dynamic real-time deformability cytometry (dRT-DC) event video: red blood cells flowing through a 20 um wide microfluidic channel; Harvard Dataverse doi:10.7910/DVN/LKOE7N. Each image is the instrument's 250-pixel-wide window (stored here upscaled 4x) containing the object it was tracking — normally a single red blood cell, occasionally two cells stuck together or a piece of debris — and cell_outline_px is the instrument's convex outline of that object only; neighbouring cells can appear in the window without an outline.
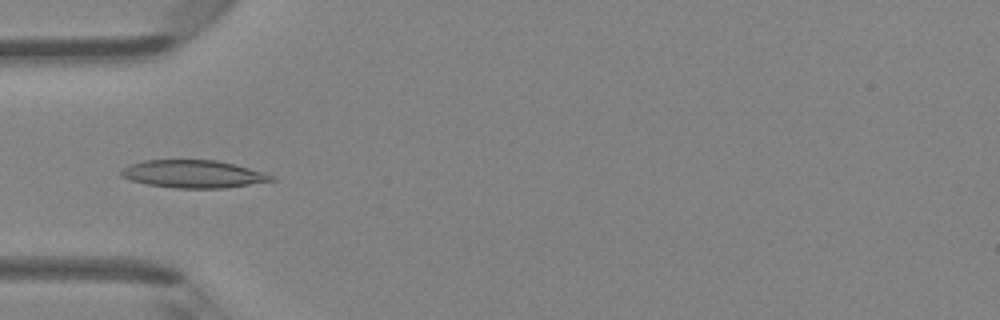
{"species": "Egyptian fruit bat (a non-hibernating species)", "species_latin": "Rousettus aegyptiacus", "temperature_condition": "room temperature", "stored_images_in_passage": 47, "camera_frame_rate_fps": 3000, "um_per_image_px": 0.085, "animal": {"sex": "female"}, "frame": {"image": 1, "passage_image": 15, "time_ms": 4.667, "image_size_px": [1000, 320], "cell_outline_px": [[276, 180], [224, 188], [176, 188], [148, 184], [128, 180], [120, 176], [120, 172], [124, 168], [132, 164], [144, 160], [216, 160], [236, 164], [264, 172], [272, 176]], "centroid_in_image_um": [16.43, 14.79], "position_along_channel_um": 68.6, "area_um2": 24.16}}
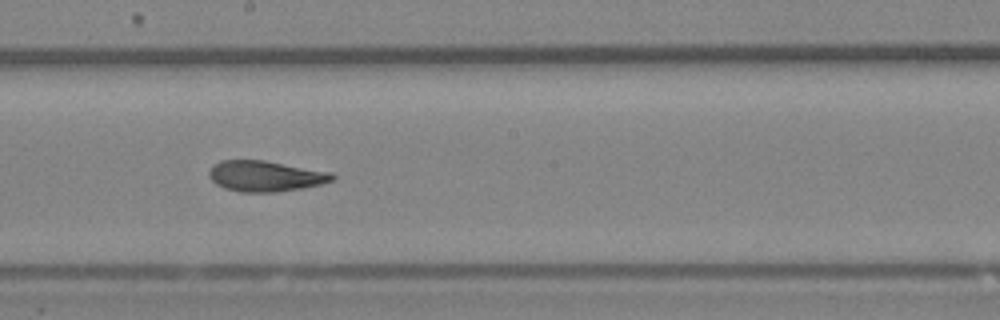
{"frame": {"image": 2, "passage_image": 26, "time_ms": 8.333, "image_size_px": [1000, 320], "cell_outline_px": [[336, 176], [332, 180], [320, 184], [300, 188], [276, 192], [240, 192], [224, 188], [216, 184], [208, 176], [208, 172], [212, 164], [220, 160], [264, 160], [332, 172]], "centroid_in_image_um": [22.52, 14.96], "position_along_channel_um": 225.7, "area_um2": 22.14}}
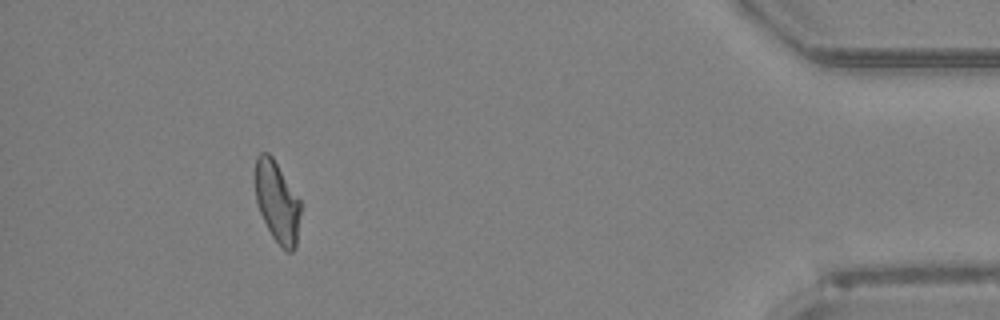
{"frame": {"image": 3, "passage_image": 43, "time_ms": 14.0, "image_size_px": [1000, 320], "cell_outline_px": [[300, 212], [296, 248], [292, 252], [288, 252], [272, 236], [260, 212], [256, 200], [256, 156], [260, 152], [268, 152], [272, 156], [300, 200]], "centroid_in_image_um": [23.56, 17.15], "position_along_channel_um": 411.6, "area_um2": 21.04}, "authors_computed_cell_mechanics": {"area_um2": 22.542, "velocity_mm_per_s": 4.3029, "shape_relaxation_time_tau1_ms": null, "shape_relaxation_time_tau2_ms": 3.6577, "deformation_change_tau1": null, "deformation_change_tau2": 0.084}}